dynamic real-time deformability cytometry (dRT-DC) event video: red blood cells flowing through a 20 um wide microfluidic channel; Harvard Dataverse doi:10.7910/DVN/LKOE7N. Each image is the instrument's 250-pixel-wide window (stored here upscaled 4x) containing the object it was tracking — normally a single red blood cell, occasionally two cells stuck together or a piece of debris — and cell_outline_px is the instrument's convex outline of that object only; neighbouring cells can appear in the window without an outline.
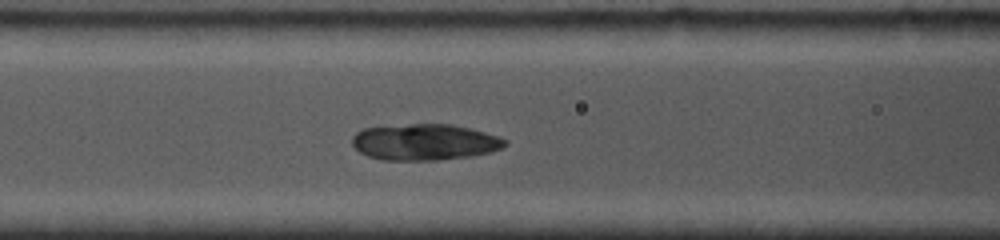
{"species": "common noctule bat (a hibernating species)", "species_latin": "Nyctalus noctula", "temperature_condition": "cold", "stored_images_in_passage": 36, "camera_frame_rate_fps": 5000, "um_per_image_px": 0.085, "animal": {"sex": "female", "body_mass_g": 19.0, "forearm_length_mm": 53.3}, "frame": {"image": 1, "passage_image": 14, "time_ms": 5.0, "image_size_px": [1000, 240], "cell_outline_px": [[508, 144], [504, 148], [492, 152], [472, 156], [440, 160], [380, 160], [368, 156], [360, 152], [352, 144], [352, 136], [356, 132], [364, 128], [408, 124], [452, 124], [500, 136], [508, 140]], "centroid_in_image_um": [36.13, 12.08], "position_along_channel_um": 130.5, "area_um2": 32.6}}
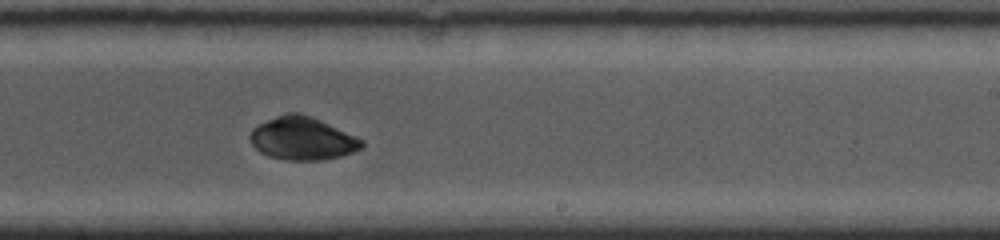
{"frame": {"image": 2, "passage_image": 24, "time_ms": 8.6, "image_size_px": [1000, 240], "cell_outline_px": [[364, 148], [340, 156], [320, 160], [284, 160], [268, 156], [260, 152], [252, 144], [248, 136], [252, 128], [256, 124], [284, 112], [300, 112], [364, 140]], "centroid_in_image_um": [25.65, 11.76], "position_along_channel_um": 263.4, "area_um2": 28.03}}
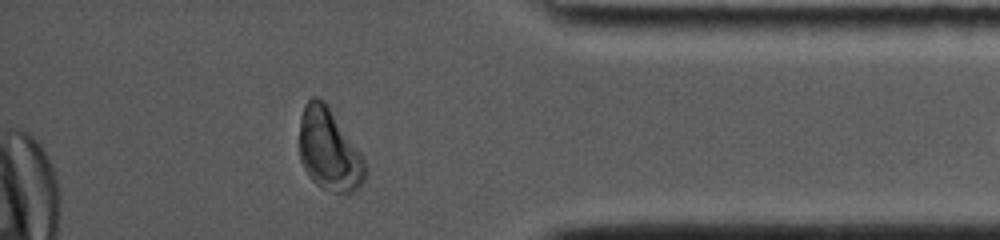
{"frame": {"image": 3, "passage_image": 35, "time_ms": 12.8, "image_size_px": [1000, 240], "cell_outline_px": [[364, 180], [360, 188], [352, 192], [328, 192], [316, 184], [308, 176], [300, 160], [300, 116], [304, 104], [312, 96], [316, 96], [324, 100], [360, 152], [364, 160]], "centroid_in_image_um": [27.94, 12.73], "position_along_channel_um": 407.3, "area_um2": 31.33}}